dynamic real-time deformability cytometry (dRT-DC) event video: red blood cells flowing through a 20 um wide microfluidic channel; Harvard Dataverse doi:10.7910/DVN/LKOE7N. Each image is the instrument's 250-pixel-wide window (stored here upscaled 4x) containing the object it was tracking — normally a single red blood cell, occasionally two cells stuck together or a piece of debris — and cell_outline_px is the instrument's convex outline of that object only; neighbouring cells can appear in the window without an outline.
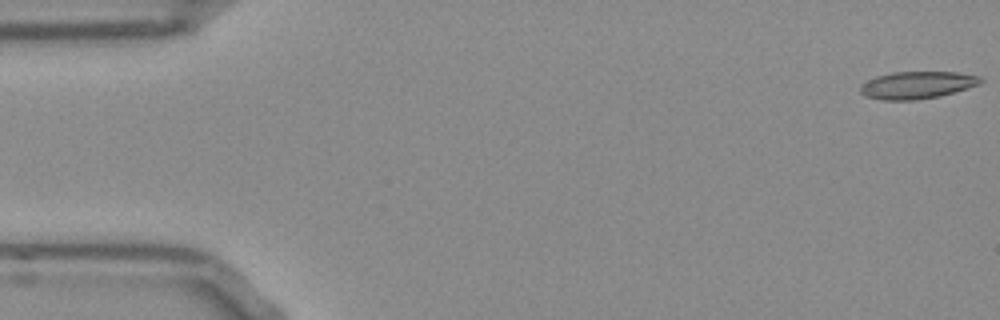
{"species": "Egyptian fruit bat (a non-hibernating species)", "species_latin": "Rousettus aegyptiacus", "temperature_condition": "room temperature", "stored_images_in_passage": 49, "camera_frame_rate_fps": 3000, "um_per_image_px": 0.085, "frame": {"image": 1, "passage_image": 1, "time_ms": 0.0, "image_size_px": [1000, 320], "cell_outline_px": [[984, 80], [980, 84], [940, 96], [916, 100], [880, 100], [864, 96], [860, 92], [860, 84], [876, 76], [892, 72], [956, 72], [980, 76]], "centroid_in_image_um": [77.93, 7.23], "position_along_channel_um": 7.1, "area_um2": 19.25}}
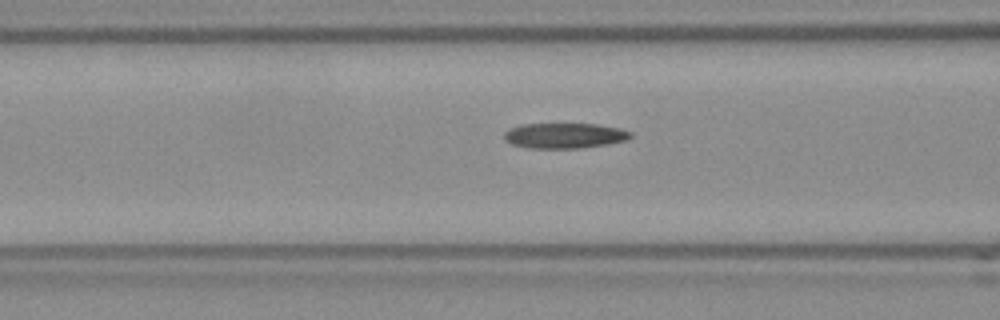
{"frame": {"image": 2, "passage_image": 20, "time_ms": 6.333, "image_size_px": [1000, 320], "cell_outline_px": [[632, 136], [628, 140], [608, 144], [580, 148], [528, 148], [512, 144], [504, 140], [504, 132], [520, 124], [596, 124], [620, 128], [632, 132]], "centroid_in_image_um": [48.0, 11.53], "position_along_channel_um": 118.6, "area_um2": 18.73}}
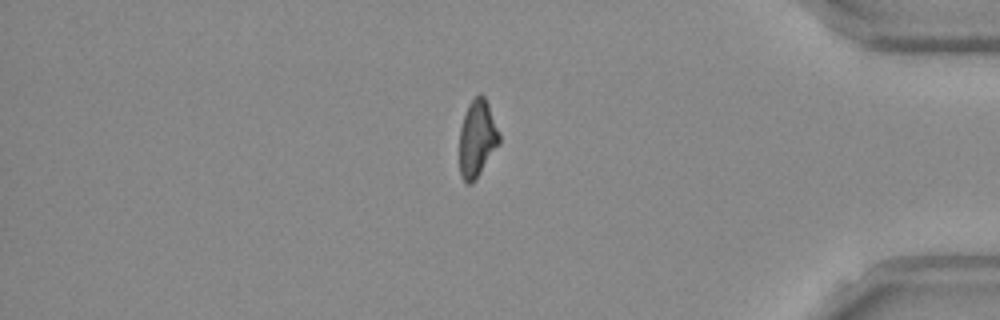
{"frame": {"image": 3, "passage_image": 44, "time_ms": 14.333, "image_size_px": [1000, 320], "cell_outline_px": [[500, 144], [472, 184], [468, 184], [460, 176], [460, 128], [468, 104], [480, 92], [484, 96], [488, 104], [500, 132]], "centroid_in_image_um": [40.57, 11.77], "position_along_channel_um": 394.6, "area_um2": 17.86}}